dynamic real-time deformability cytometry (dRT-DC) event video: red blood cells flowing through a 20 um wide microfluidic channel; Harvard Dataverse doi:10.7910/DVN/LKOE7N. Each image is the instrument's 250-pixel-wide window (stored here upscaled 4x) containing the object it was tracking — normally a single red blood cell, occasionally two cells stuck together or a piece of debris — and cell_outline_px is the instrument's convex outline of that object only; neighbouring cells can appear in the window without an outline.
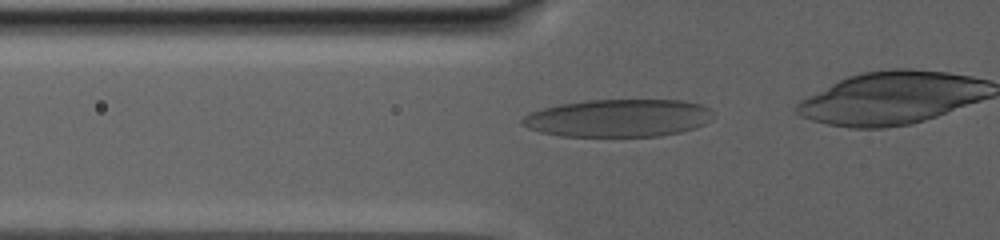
{"species": "human", "species_latin": "Homo sapiens", "temperature_condition": "warm", "stored_images_in_passage": 51, "camera_frame_rate_fps": 3000, "um_per_image_px": 0.085, "donor": {"sex": "male"}, "frame": {"image": 1, "passage_image": 18, "time_ms": 9.0, "image_size_px": [1000, 240], "cell_outline_px": [[712, 120], [704, 124], [680, 132], [660, 136], [560, 136], [540, 132], [528, 128], [520, 124], [520, 120], [528, 112], [560, 104], [588, 100], [680, 100], [700, 104], [708, 108], [712, 112]], "centroid_in_image_um": [52.52, 10.03], "position_along_channel_um": 73.3, "area_um2": 41.96}}
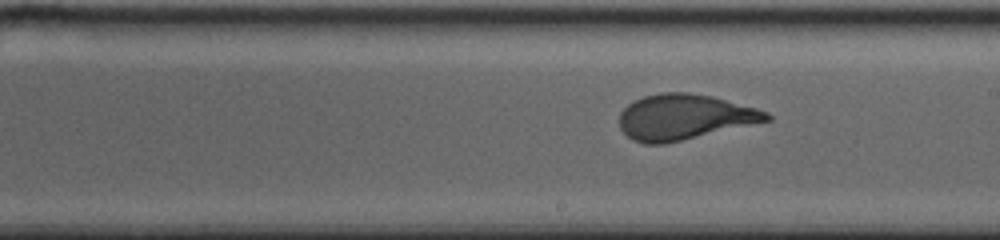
{"frame": {"image": 2, "passage_image": 34, "time_ms": 15.333, "image_size_px": [1000, 240], "cell_outline_px": [[772, 120], [664, 144], [644, 144], [632, 140], [620, 128], [620, 112], [628, 104], [644, 96], [660, 92], [688, 92], [712, 96], [756, 108], [768, 112], [772, 116]], "centroid_in_image_um": [58.16, 9.95], "position_along_channel_um": 230.8, "area_um2": 38.9}}
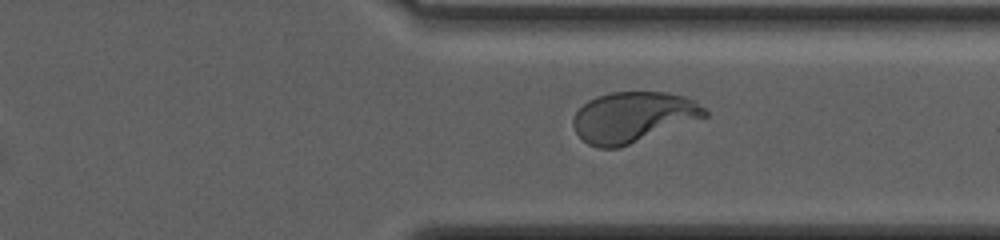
{"frame": {"image": 3, "passage_image": 47, "time_ms": 20.333, "image_size_px": [1000, 240], "cell_outline_px": [[708, 116], [620, 148], [596, 148], [588, 144], [576, 132], [572, 124], [572, 120], [576, 112], [588, 100], [596, 96], [612, 92], [664, 92], [684, 96], [696, 100], [708, 112]], "centroid_in_image_um": [53.81, 9.95], "position_along_channel_um": 357.6, "area_um2": 38.78}}